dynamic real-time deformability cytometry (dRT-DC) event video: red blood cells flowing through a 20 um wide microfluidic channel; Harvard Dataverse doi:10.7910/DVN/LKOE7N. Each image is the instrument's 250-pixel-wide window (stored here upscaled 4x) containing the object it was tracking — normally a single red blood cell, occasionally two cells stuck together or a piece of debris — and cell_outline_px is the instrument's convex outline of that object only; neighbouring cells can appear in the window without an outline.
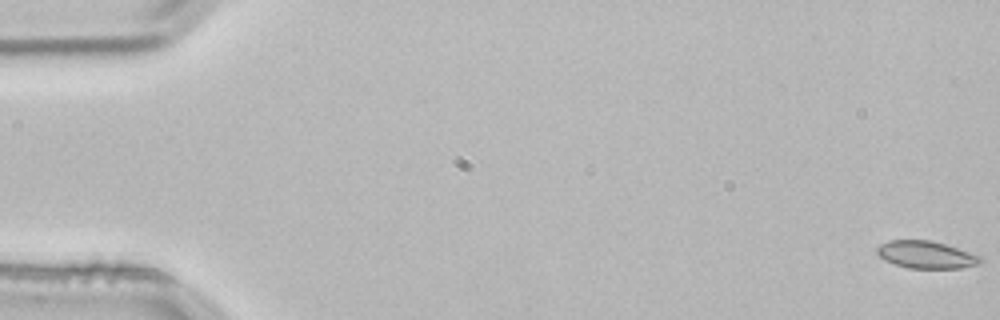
{"species": "common noctule bat (a hibernating species)", "species_latin": "Nyctalus noctula", "temperature_condition": "room temperature", "stored_images_in_passage": 5, "camera_frame_rate_fps": 3000, "um_per_image_px": 0.085, "animal": {"sex": "male", "body_mass_g": 21.5, "forearm_length_mm": 52.0}, "frame": {"image": 1, "passage_image": 1, "time_ms": 0.0, "image_size_px": [1000, 320], "cell_outline_px": [[980, 264], [960, 268], [908, 268], [884, 260], [876, 252], [876, 248], [880, 244], [892, 240], [928, 240], [944, 244], [980, 256]], "centroid_in_image_um": [78.68, 21.65], "position_along_channel_um": 6.3, "area_um2": 16.18}}
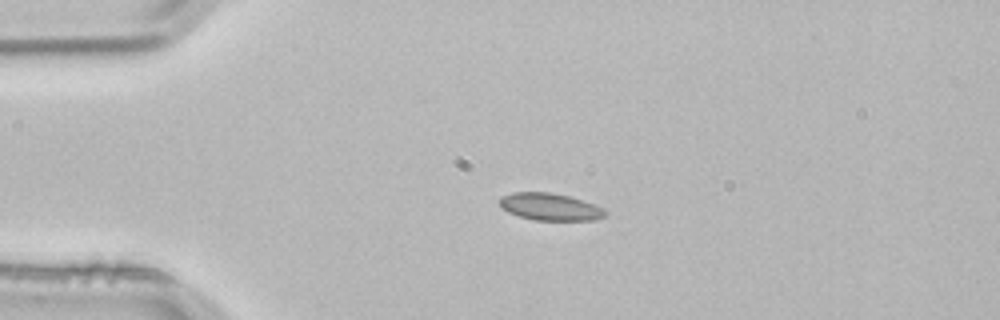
{"frame": {"image": 2, "passage_image": 3, "time_ms": 0.667, "image_size_px": [1000, 320], "cell_outline_px": [[608, 212], [604, 216], [592, 220], [532, 220], [508, 212], [500, 208], [500, 196], [512, 192], [552, 192], [568, 196], [592, 204]], "centroid_in_image_um": [46.68, 17.57], "position_along_channel_um": 38.3, "area_um2": 16.59}}